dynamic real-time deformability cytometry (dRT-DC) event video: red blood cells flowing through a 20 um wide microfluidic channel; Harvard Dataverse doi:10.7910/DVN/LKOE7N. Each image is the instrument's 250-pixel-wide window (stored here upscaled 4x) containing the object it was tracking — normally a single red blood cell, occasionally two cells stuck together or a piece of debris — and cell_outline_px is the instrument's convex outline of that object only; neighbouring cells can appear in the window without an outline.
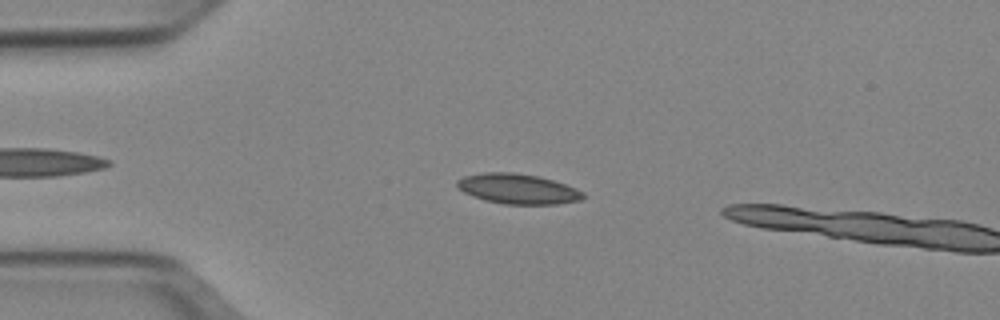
{"species": "Egyptian fruit bat (a non-hibernating species)", "species_latin": "Rousettus aegyptiacus", "temperature_condition": "cold", "stored_images_in_passage": 12, "camera_frame_rate_fps": 3000, "um_per_image_px": 0.085, "animal": {"sex": "female"}, "frame": {"image": 1, "passage_image": 10, "time_ms": 3.0, "image_size_px": [1000, 320], "cell_outline_px": [[584, 196], [580, 200], [556, 204], [504, 204], [484, 200], [472, 196], [464, 192], [456, 184], [456, 180], [464, 176], [484, 172], [512, 172], [536, 176], [552, 180], [576, 188], [584, 192]], "centroid_in_image_um": [43.99, 16.05], "position_along_channel_um": 41.0, "area_um2": 21.96}}